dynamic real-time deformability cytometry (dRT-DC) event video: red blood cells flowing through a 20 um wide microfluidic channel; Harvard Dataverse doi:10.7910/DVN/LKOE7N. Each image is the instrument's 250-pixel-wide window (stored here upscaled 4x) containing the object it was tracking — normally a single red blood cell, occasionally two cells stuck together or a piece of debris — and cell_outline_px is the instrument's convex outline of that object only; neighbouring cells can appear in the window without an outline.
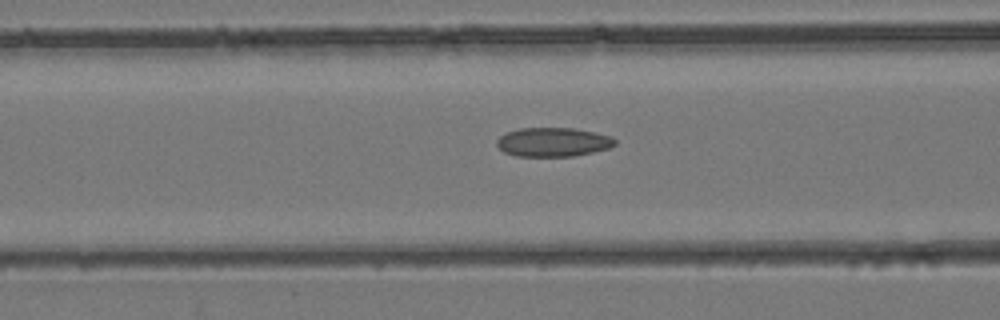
{"species": "common noctule bat (a hibernating species)", "species_latin": "Nyctalus noctula", "temperature_condition": "room temperature", "stored_images_in_passage": 27, "camera_frame_rate_fps": 3000, "um_per_image_px": 0.085, "animal": {"sex": "female", "body_mass_g": 24.6, "forearm_length_mm": 56.2}, "frame": {"image": 1, "passage_image": 4, "time_ms": 1.0, "image_size_px": [1000, 320], "cell_outline_px": [[616, 144], [608, 148], [592, 152], [572, 156], [516, 156], [504, 152], [496, 144], [496, 140], [500, 136], [508, 132], [520, 128], [572, 128], [612, 136], [616, 140]], "centroid_in_image_um": [47.0, 12.08], "position_along_channel_um": 119.6, "area_um2": 19.83}}
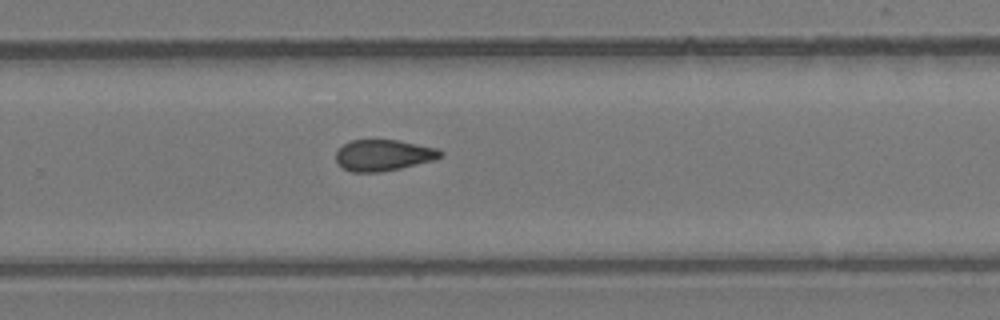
{"frame": {"image": 2, "passage_image": 14, "time_ms": 4.333, "image_size_px": [1000, 320], "cell_outline_px": [[444, 156], [436, 160], [400, 168], [380, 172], [352, 172], [344, 168], [336, 160], [336, 152], [344, 144], [352, 140], [396, 140], [436, 148], [444, 152]], "centroid_in_image_um": [32.63, 13.2], "position_along_channel_um": 297.2, "area_um2": 18.9}}
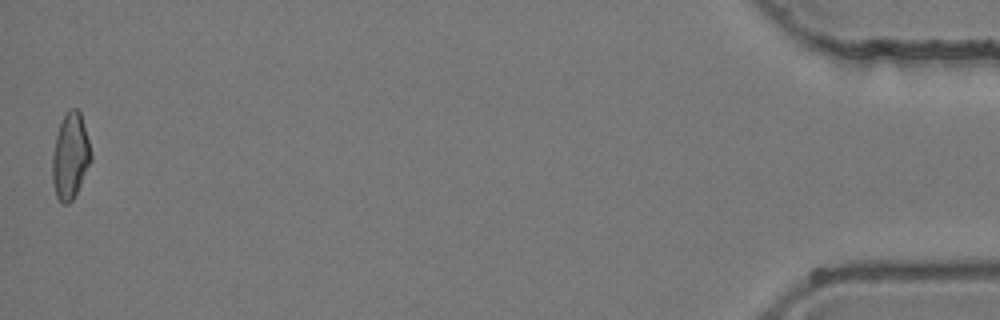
{"frame": {"image": 3, "passage_image": 27, "time_ms": 8.667, "image_size_px": [1000, 320], "cell_outline_px": [[92, 160], [72, 200], [68, 204], [60, 204], [56, 196], [52, 180], [52, 156], [56, 136], [60, 124], [68, 108], [76, 108], [80, 112], [88, 140], [92, 156]], "centroid_in_image_um": [5.96, 13.29], "position_along_channel_um": 429.2, "area_um2": 19.19}}